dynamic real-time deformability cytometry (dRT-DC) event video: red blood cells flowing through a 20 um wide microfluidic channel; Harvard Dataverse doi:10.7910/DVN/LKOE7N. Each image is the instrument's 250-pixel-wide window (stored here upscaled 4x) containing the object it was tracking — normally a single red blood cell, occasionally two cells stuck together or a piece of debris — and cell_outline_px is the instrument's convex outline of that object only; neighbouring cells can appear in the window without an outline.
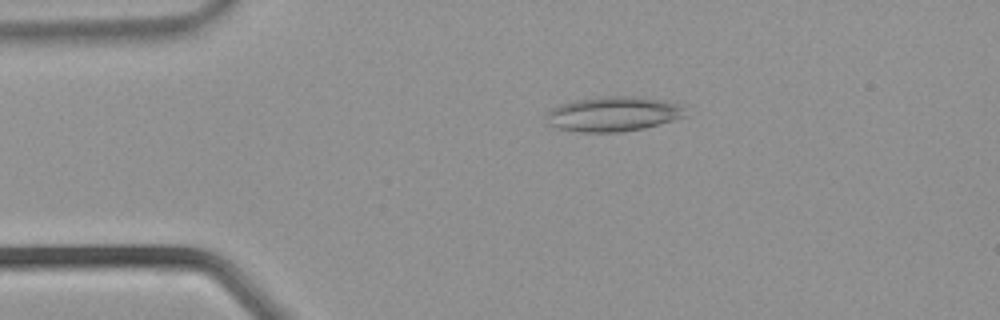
{"species": "common noctule bat (a hibernating species)", "species_latin": "Nyctalus noctula", "temperature_condition": "warm", "stored_images_in_passage": 36, "camera_frame_rate_fps": 3000, "um_per_image_px": 0.085, "animal": {"sex": "male", "body_mass_g": 21.5, "forearm_length_mm": 52.0}, "frame": {"image": 1, "passage_image": 7, "time_ms": 2.0, "image_size_px": [1000, 320], "cell_outline_px": [[688, 116], [644, 128], [620, 132], [580, 132], [560, 128], [548, 124], [548, 112], [552, 108], [560, 104], [576, 100], [596, 96], [636, 96], [688, 104]], "centroid_in_image_um": [52.25, 9.67], "position_along_channel_um": 32.8, "area_um2": 28.61}}
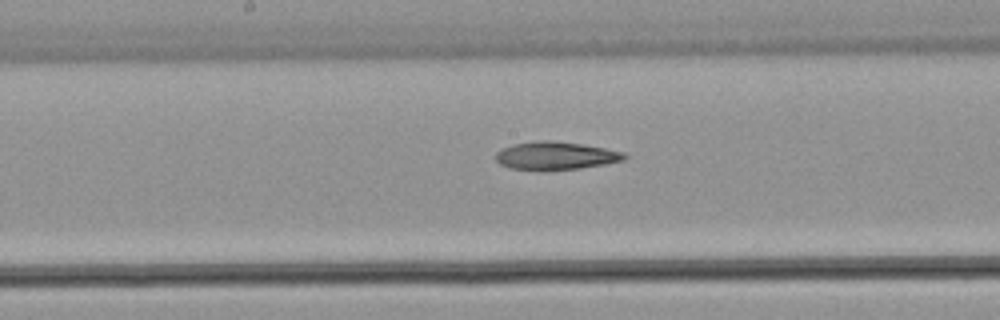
{"frame": {"image": 2, "passage_image": 18, "time_ms": 5.667, "image_size_px": [1000, 320], "cell_outline_px": [[628, 156], [624, 160], [604, 164], [580, 168], [508, 168], [500, 164], [496, 160], [496, 152], [500, 148], [512, 144], [540, 140], [548, 140], [580, 144], [604, 148], [624, 152]], "centroid_in_image_um": [47.22, 13.2], "position_along_channel_um": 201.0, "area_um2": 20.35}}
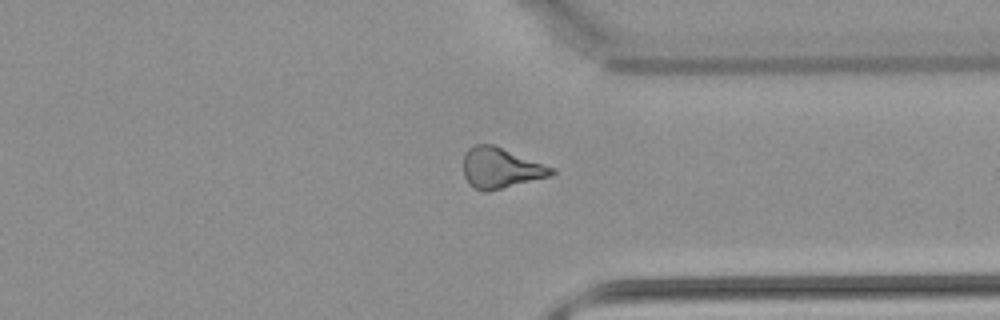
{"frame": {"image": 3, "passage_image": 27, "time_ms": 8.667, "image_size_px": [1000, 320], "cell_outline_px": [[556, 172], [552, 176], [488, 192], [484, 192], [468, 184], [464, 176], [464, 156], [468, 148], [476, 144], [492, 144], [556, 168]], "centroid_in_image_um": [42.58, 14.29], "position_along_channel_um": 368.8, "area_um2": 20.98}}